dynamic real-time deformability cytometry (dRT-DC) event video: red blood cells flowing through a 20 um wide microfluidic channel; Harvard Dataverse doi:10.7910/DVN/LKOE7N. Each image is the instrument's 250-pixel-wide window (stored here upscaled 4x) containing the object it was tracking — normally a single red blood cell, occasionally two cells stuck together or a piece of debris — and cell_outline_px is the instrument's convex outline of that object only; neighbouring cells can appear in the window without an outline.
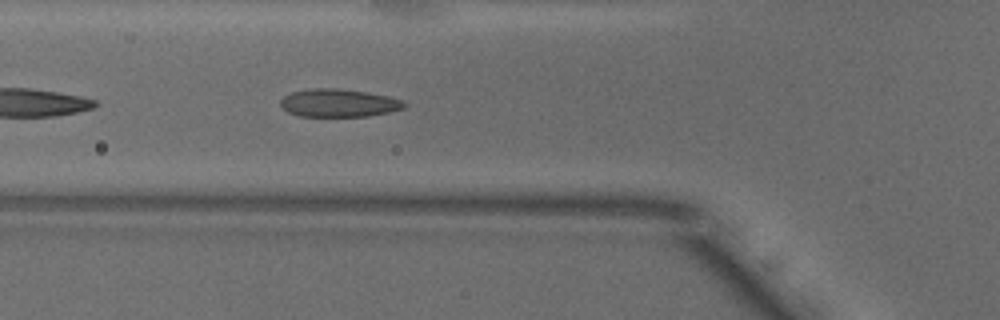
{"species": "common noctule bat (a hibernating species)", "species_latin": "Nyctalus noctula", "temperature_condition": "warm", "stored_images_in_passage": 4, "segment_of_instrument_passage": [2, 2], "camera_frame_rate_fps": 3000, "um_per_image_px": 0.085, "animal": {"sex": "male", "body_mass_g": 18.8}, "frame": {"image": 1, "passage_image": 4, "time_ms": 1.0, "image_size_px": [1000, 320], "cell_outline_px": [[768, 296], [760, 292], [668, 232], [672, 228], [704, 232], [728, 248], [768, 292]], "centroid_in_image_um": [61.01, 21.68], "position_along_channel_um": 64.8, "area_um2": 11.68}}